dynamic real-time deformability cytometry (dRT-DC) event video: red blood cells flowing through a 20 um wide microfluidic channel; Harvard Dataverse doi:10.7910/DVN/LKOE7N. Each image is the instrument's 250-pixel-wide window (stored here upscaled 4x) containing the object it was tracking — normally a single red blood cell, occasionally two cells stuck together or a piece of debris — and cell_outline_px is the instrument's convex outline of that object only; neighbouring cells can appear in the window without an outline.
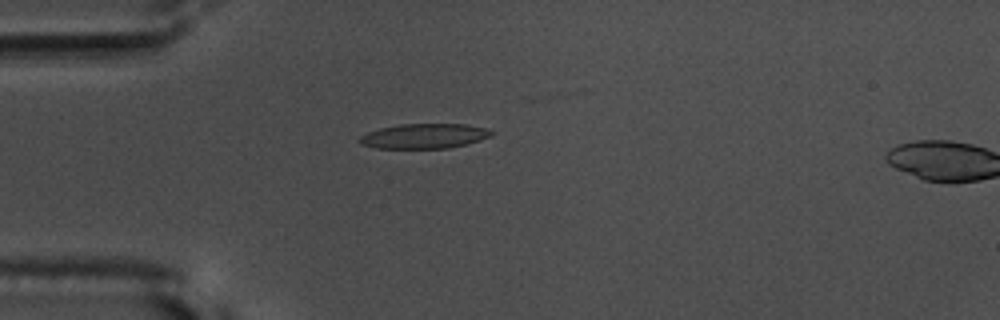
{"species": "common noctule bat (a hibernating species)", "species_latin": "Nyctalus noctula", "temperature_condition": "warm", "stored_images_in_passage": 18, "camera_frame_rate_fps": 3000, "um_per_image_px": 0.085, "animal": {"sex": "male", "body_mass_g": 17.5, "forearm_length_mm": 52.3}, "frame": {"image": 1, "passage_image": 16, "time_ms": 5.0, "image_size_px": [1000, 320], "cell_outline_px": [[496, 132], [492, 136], [480, 140], [448, 148], [376, 148], [360, 144], [360, 136], [368, 132], [380, 128], [400, 124], [464, 124], [488, 128]], "centroid_in_image_um": [36.09, 11.56], "position_along_channel_um": 48.9, "area_um2": 19.07}}